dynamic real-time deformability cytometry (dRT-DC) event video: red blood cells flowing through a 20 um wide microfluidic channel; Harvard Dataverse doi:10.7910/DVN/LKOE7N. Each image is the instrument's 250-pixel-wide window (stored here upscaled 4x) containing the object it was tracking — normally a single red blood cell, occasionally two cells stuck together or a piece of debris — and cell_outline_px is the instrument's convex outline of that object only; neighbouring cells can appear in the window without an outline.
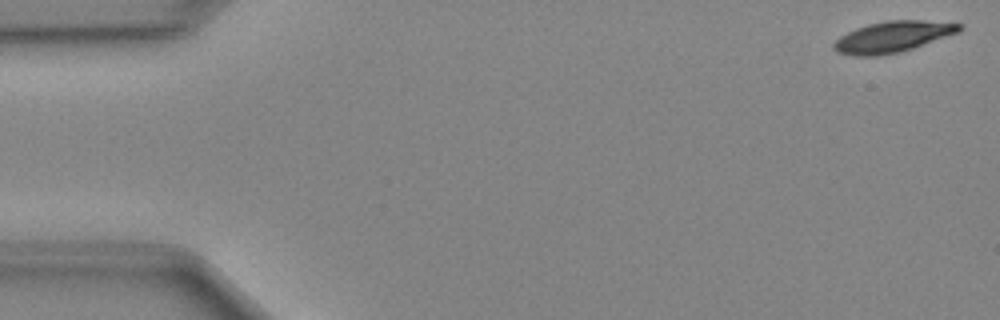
{"species": "Egyptian fruit bat (a non-hibernating species)", "species_latin": "Rousettus aegyptiacus", "temperature_condition": "cold", "stored_images_in_passage": 48, "camera_frame_rate_fps": 3000, "um_per_image_px": 0.085, "animal": {"sex": "female"}, "frame": {"image": 1, "passage_image": 1, "time_ms": 0.0, "image_size_px": [1000, 320], "cell_outline_px": [[964, 28], [960, 32], [900, 52], [880, 56], [852, 56], [836, 52], [832, 48], [832, 44], [840, 36], [856, 28], [868, 24], [884, 20], [920, 20], [964, 24]], "centroid_in_image_um": [75.86, 3.13], "position_along_channel_um": 9.1, "area_um2": 22.89}}
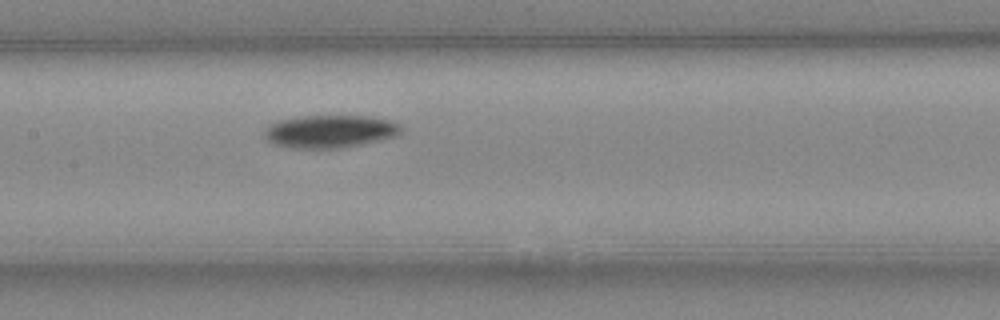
{"frame": {"image": 2, "passage_image": 23, "time_ms": 7.333, "image_size_px": [1000, 320], "cell_outline_px": [[400, 132], [396, 136], [380, 140], [340, 148], [296, 148], [276, 144], [268, 140], [264, 136], [264, 128], [280, 120], [296, 116], [372, 116], [392, 120], [400, 124]], "centroid_in_image_um": [28.06, 11.15], "position_along_channel_um": 179.3, "area_um2": 26.01}}
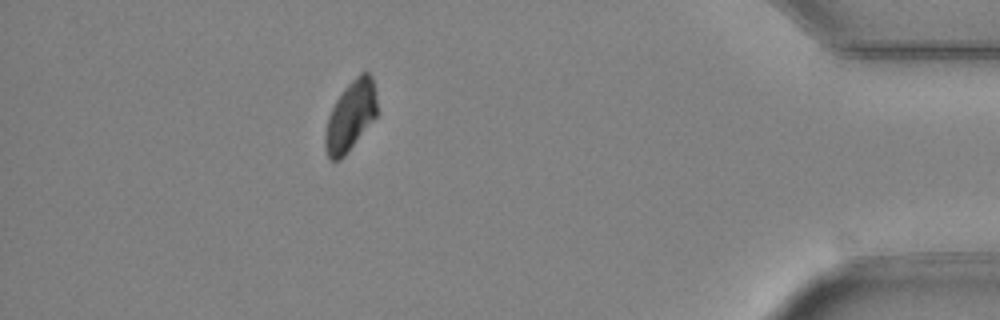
{"frame": {"image": 3, "passage_image": 43, "time_ms": 14.0, "image_size_px": [1000, 320], "cell_outline_px": [[376, 116], [344, 156], [340, 160], [332, 160], [328, 156], [324, 144], [324, 136], [328, 116], [336, 100], [344, 88], [360, 72], [368, 72], [372, 76], [376, 96]], "centroid_in_image_um": [29.78, 9.84], "position_along_channel_um": 405.4, "area_um2": 20.81}}